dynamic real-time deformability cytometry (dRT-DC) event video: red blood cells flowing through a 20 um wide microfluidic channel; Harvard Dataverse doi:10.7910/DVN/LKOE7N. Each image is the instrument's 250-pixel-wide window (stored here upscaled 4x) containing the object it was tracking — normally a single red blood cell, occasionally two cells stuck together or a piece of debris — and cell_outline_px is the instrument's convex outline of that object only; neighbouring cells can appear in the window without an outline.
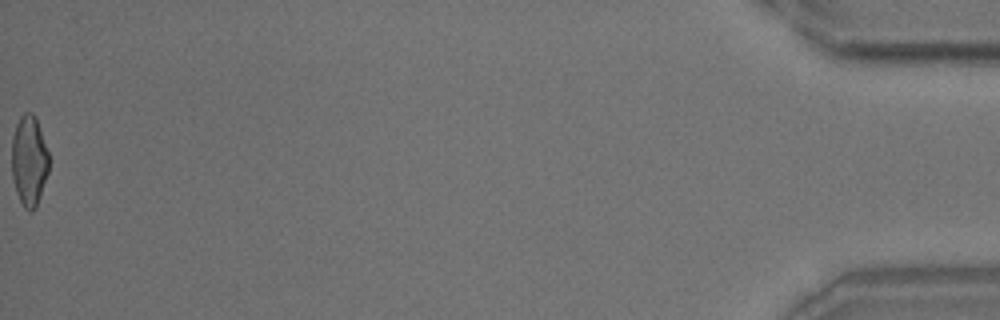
{"species": "common noctule bat (a hibernating species)", "species_latin": "Nyctalus noctula", "temperature_condition": "room temperature", "stored_images_in_passage": 14, "camera_frame_rate_fps": 3000, "um_per_image_px": 0.085, "animal": {"sex": "male", "body_mass_g": 18.8}, "frame": {"image": 1, "passage_image": 14, "time_ms": 17.0, "image_size_px": [1000, 320], "cell_outline_px": [[48, 172], [36, 208], [32, 212], [28, 212], [24, 208], [16, 192], [12, 176], [12, 136], [16, 124], [20, 116], [24, 112], [32, 112], [36, 116], [48, 152]], "centroid_in_image_um": [2.46, 13.65], "position_along_channel_um": 432.7, "area_um2": 19.71}, "authors_computed_cell_mechanics": {"area_um2": 16.6464, "velocity_mm_per_s": 3.714, "shape_relaxation_time_tau1_ms": 3.4417, "shape_relaxation_time_tau2_ms": 3.6035, "deformation_change_tau1": 0.0985, "deformation_change_tau2": 0.0625}}